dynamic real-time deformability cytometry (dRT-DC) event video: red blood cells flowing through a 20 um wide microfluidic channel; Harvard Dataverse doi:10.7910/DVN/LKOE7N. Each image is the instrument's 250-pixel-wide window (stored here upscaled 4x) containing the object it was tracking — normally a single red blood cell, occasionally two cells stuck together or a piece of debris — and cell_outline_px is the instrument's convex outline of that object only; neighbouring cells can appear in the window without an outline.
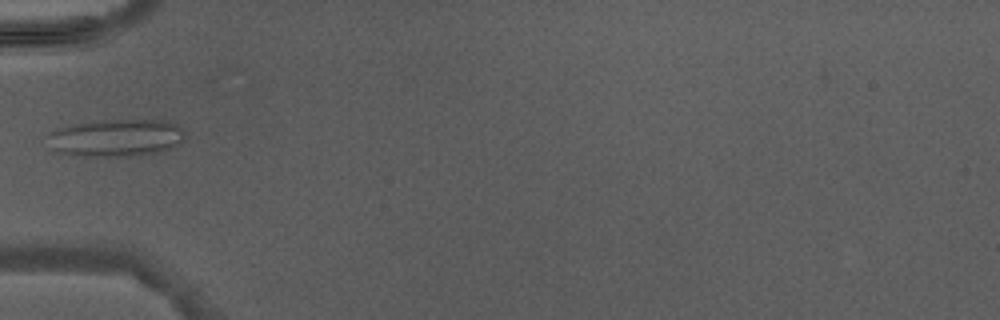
{"species": "Egyptian fruit bat (a non-hibernating species)", "species_latin": "Rousettus aegyptiacus", "temperature_condition": "warm", "stored_images_in_passage": 2, "camera_frame_rate_fps": 3000, "um_per_image_px": 0.085, "animal": {"sex": "male"}, "frame": {"image": 1, "passage_image": 2, "time_ms": 2.333, "image_size_px": [1000, 320], "cell_outline_px": [[184, 140], [168, 148], [156, 152], [132, 156], [72, 156], [52, 152], [44, 136], [56, 128], [64, 124], [108, 120], [168, 120], [180, 124], [184, 128]], "centroid_in_image_um": [9.76, 11.71], "position_along_channel_um": 75.2, "area_um2": 30.81}}